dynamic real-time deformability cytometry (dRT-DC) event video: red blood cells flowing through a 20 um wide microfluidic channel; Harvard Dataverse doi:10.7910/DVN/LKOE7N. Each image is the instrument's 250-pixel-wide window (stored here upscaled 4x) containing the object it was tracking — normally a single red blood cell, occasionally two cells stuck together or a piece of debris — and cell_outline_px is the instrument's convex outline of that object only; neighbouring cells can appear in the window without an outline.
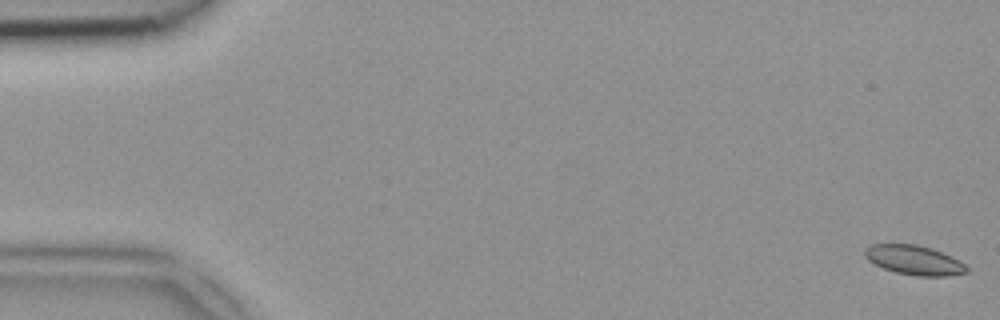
{"species": "common noctule bat (a hibernating species)", "species_latin": "Nyctalus noctula", "temperature_condition": "room temperature", "stored_images_in_passage": 7, "camera_frame_rate_fps": 3000, "um_per_image_px": 0.085, "animal": {"sex": "female", "body_mass_g": 18.4}, "frame": {"image": 1, "passage_image": 1, "time_ms": 0.0, "image_size_px": [1000, 320], "cell_outline_px": [[968, 272], [948, 276], [916, 276], [896, 272], [884, 268], [868, 260], [864, 256], [864, 248], [872, 244], [916, 244], [932, 248], [952, 256], [960, 260], [968, 268]], "centroid_in_image_um": [77.72, 22.1], "position_along_channel_um": 7.3, "area_um2": 17.57}}